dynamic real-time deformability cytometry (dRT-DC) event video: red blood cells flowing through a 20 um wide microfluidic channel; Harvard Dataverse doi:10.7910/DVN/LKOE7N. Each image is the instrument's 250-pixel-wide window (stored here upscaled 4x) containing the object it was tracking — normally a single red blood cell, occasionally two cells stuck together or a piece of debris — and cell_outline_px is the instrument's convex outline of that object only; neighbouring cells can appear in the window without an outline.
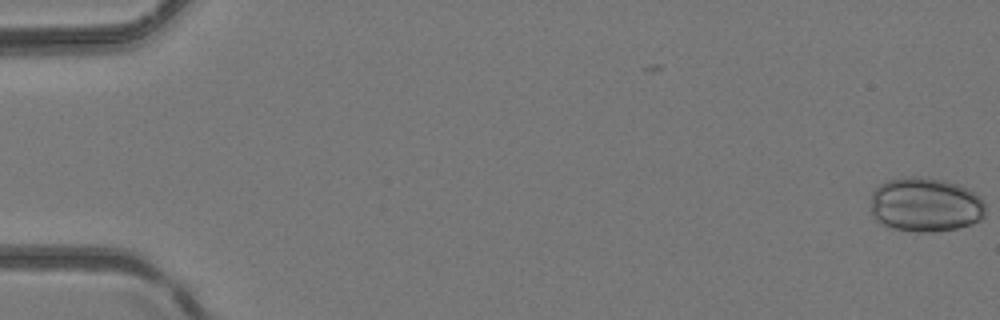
{"species": "common noctule bat (a hibernating species)", "species_latin": "Nyctalus noctula", "temperature_condition": "room temperature", "stored_images_in_passage": 5, "camera_frame_rate_fps": 3000, "um_per_image_px": 0.085, "animal": {"sex": "female", "body_mass_g": 24.6, "forearm_length_mm": 56.2}, "frame": {"image": 1, "passage_image": 1, "time_ms": 0.0, "image_size_px": [1000, 320], "cell_outline_px": [[984, 220], [956, 228], [932, 232], [916, 232], [892, 228], [876, 220], [872, 216], [872, 192], [880, 184], [888, 180], [912, 176], [916, 176], [944, 180], [968, 188], [980, 196], [984, 204]], "centroid_in_image_um": [78.67, 17.41], "position_along_channel_um": 6.3, "area_um2": 36.41}}